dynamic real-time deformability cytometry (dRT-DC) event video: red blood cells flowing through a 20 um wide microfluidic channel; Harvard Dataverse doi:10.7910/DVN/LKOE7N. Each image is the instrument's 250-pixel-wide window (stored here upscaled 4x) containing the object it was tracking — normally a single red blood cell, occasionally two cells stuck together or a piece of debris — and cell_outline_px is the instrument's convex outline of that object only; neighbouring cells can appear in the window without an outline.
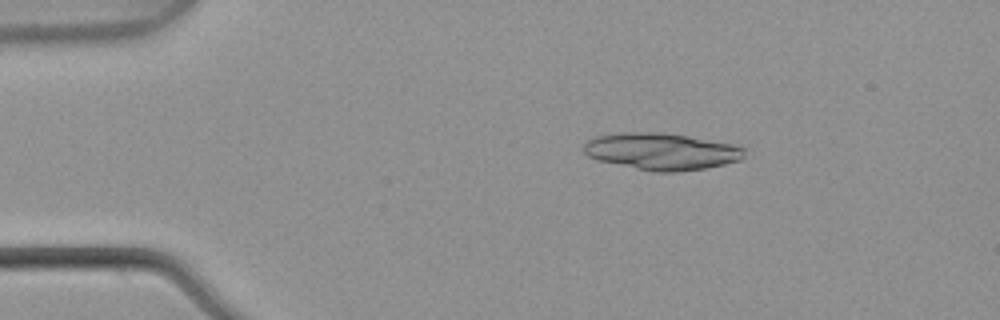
{"species": "common noctule bat (a hibernating species)", "species_latin": "Nyctalus noctula", "temperature_condition": "warm", "stored_images_in_passage": 8, "segment_of_instrument_passage": [1, 2], "camera_frame_rate_fps": 3000, "um_per_image_px": 0.085, "animal": {"sex": "male", "body_mass_g": 21.5, "forearm_length_mm": 52.0}, "frame": {"image": 1, "passage_image": 3, "time_ms": 0.667, "image_size_px": [1000, 320], "cell_outline_px": [[744, 156], [740, 160], [724, 164], [704, 168], [676, 172], [656, 172], [636, 168], [600, 160], [588, 156], [584, 152], [584, 144], [588, 140], [596, 136], [620, 132], [656, 132], [688, 136], [732, 144], [744, 148]], "centroid_in_image_um": [56.22, 12.86], "position_along_channel_um": 28.8, "area_um2": 34.1}}